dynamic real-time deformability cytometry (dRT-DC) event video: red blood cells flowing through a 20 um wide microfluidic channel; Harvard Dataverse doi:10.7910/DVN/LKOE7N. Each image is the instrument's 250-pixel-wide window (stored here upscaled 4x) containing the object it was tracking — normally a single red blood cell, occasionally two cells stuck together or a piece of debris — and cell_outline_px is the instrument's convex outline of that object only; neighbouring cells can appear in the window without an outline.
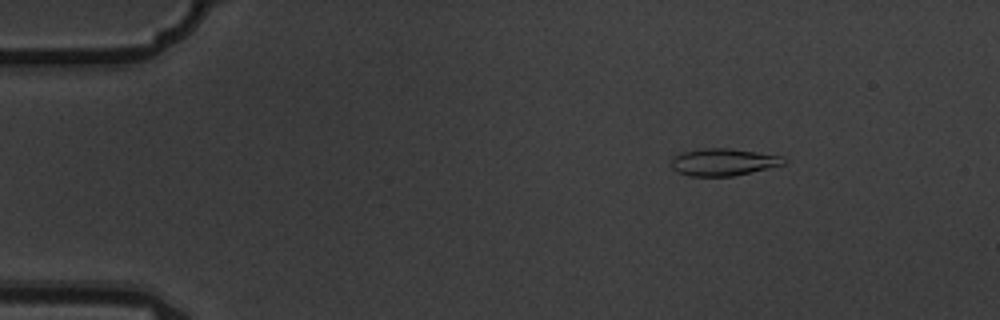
{"species": "common noctule bat (a hibernating species)", "species_latin": "Nyctalus noctula", "temperature_condition": "warm", "stored_images_in_passage": 7, "camera_frame_rate_fps": 3000, "um_per_image_px": 0.085, "animal": {"sex": "male", "body_mass_g": 19.5, "forearm_length_mm": 54.6}, "frame": {"image": 1, "passage_image": 3, "time_ms": 0.667, "image_size_px": [1000, 320], "cell_outline_px": [[788, 160], [784, 164], [768, 168], [732, 176], [688, 176], [676, 172], [672, 168], [672, 156], [680, 152], [704, 148], [728, 148], [784, 156]], "centroid_in_image_um": [61.46, 13.77], "position_along_channel_um": 23.5, "area_um2": 17.92}}
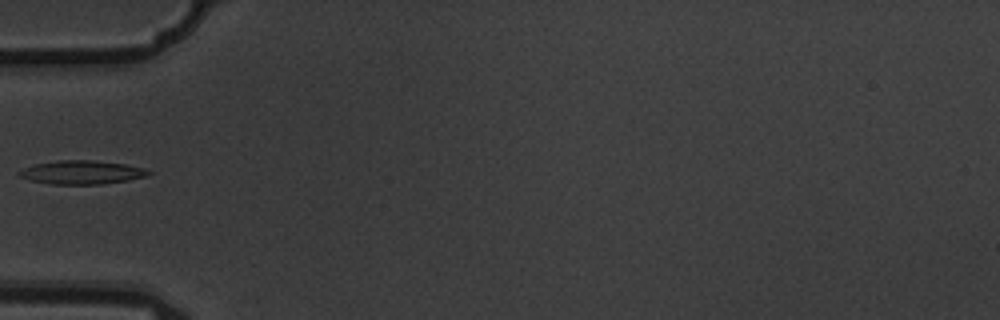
{"frame": {"image": 2, "passage_image": 6, "time_ms": 1.667, "image_size_px": [1000, 320], "cell_outline_px": [[152, 172], [144, 176], [128, 180], [100, 184], [52, 184], [32, 180], [20, 176], [16, 172], [32, 164], [56, 160], [92, 160], [124, 164], [144, 168]], "centroid_in_image_um": [6.91, 14.64], "position_along_channel_um": 78.1, "area_um2": 17.63}}
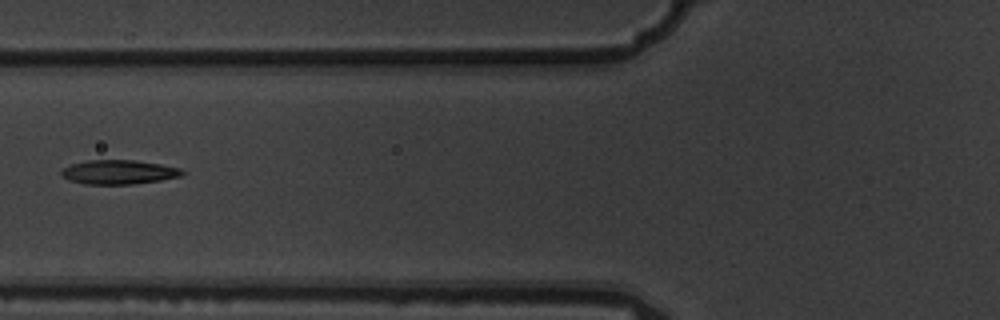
{"frame": {"image": 3, "passage_image": 7, "time_ms": 2.0, "image_size_px": [1000, 320], "cell_outline_px": [[184, 176], [160, 180], [132, 184], [84, 184], [68, 180], [60, 172], [64, 168], [72, 164], [88, 160], [132, 160], [160, 164], [180, 168], [184, 172]], "centroid_in_image_um": [10.11, 14.63], "position_along_channel_um": 115.7, "area_um2": 16.94}}